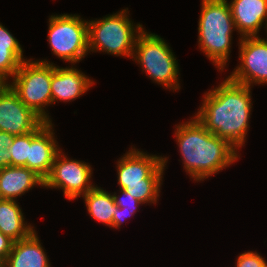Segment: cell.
Masks as SVG:
<instances>
[{
	"label": "cell",
	"instance_id": "obj_25",
	"mask_svg": "<svg viewBox=\"0 0 267 267\" xmlns=\"http://www.w3.org/2000/svg\"><path fill=\"white\" fill-rule=\"evenodd\" d=\"M14 241L0 231V260L4 263L12 250Z\"/></svg>",
	"mask_w": 267,
	"mask_h": 267
},
{
	"label": "cell",
	"instance_id": "obj_17",
	"mask_svg": "<svg viewBox=\"0 0 267 267\" xmlns=\"http://www.w3.org/2000/svg\"><path fill=\"white\" fill-rule=\"evenodd\" d=\"M15 200L0 199V231L14 242L30 236L35 229L25 222L22 208Z\"/></svg>",
	"mask_w": 267,
	"mask_h": 267
},
{
	"label": "cell",
	"instance_id": "obj_21",
	"mask_svg": "<svg viewBox=\"0 0 267 267\" xmlns=\"http://www.w3.org/2000/svg\"><path fill=\"white\" fill-rule=\"evenodd\" d=\"M7 151L11 156V166L27 167V158H29V133L14 136L13 142Z\"/></svg>",
	"mask_w": 267,
	"mask_h": 267
},
{
	"label": "cell",
	"instance_id": "obj_2",
	"mask_svg": "<svg viewBox=\"0 0 267 267\" xmlns=\"http://www.w3.org/2000/svg\"><path fill=\"white\" fill-rule=\"evenodd\" d=\"M192 118L177 124L174 135L184 170L199 182L229 167L240 155L227 140L208 131L195 116Z\"/></svg>",
	"mask_w": 267,
	"mask_h": 267
},
{
	"label": "cell",
	"instance_id": "obj_3",
	"mask_svg": "<svg viewBox=\"0 0 267 267\" xmlns=\"http://www.w3.org/2000/svg\"><path fill=\"white\" fill-rule=\"evenodd\" d=\"M167 161L168 157L148 154L131 147L117 161L119 189L143 204H156Z\"/></svg>",
	"mask_w": 267,
	"mask_h": 267
},
{
	"label": "cell",
	"instance_id": "obj_5",
	"mask_svg": "<svg viewBox=\"0 0 267 267\" xmlns=\"http://www.w3.org/2000/svg\"><path fill=\"white\" fill-rule=\"evenodd\" d=\"M128 14V8H125L100 19L88 20L89 53L102 51L132 58L135 41L144 28L142 24L132 22Z\"/></svg>",
	"mask_w": 267,
	"mask_h": 267
},
{
	"label": "cell",
	"instance_id": "obj_20",
	"mask_svg": "<svg viewBox=\"0 0 267 267\" xmlns=\"http://www.w3.org/2000/svg\"><path fill=\"white\" fill-rule=\"evenodd\" d=\"M121 195H117L114 192L112 195L114 197L115 204L118 206L113 215V228L119 229L120 226L125 222L128 216H133L137 212V208L143 205L137 199L133 198L129 193L125 192L123 189H119Z\"/></svg>",
	"mask_w": 267,
	"mask_h": 267
},
{
	"label": "cell",
	"instance_id": "obj_13",
	"mask_svg": "<svg viewBox=\"0 0 267 267\" xmlns=\"http://www.w3.org/2000/svg\"><path fill=\"white\" fill-rule=\"evenodd\" d=\"M51 62V94L52 104L57 101H74L81 97L94 84L81 70L75 66L59 67Z\"/></svg>",
	"mask_w": 267,
	"mask_h": 267
},
{
	"label": "cell",
	"instance_id": "obj_22",
	"mask_svg": "<svg viewBox=\"0 0 267 267\" xmlns=\"http://www.w3.org/2000/svg\"><path fill=\"white\" fill-rule=\"evenodd\" d=\"M236 267H267V261L258 252L245 251L236 258Z\"/></svg>",
	"mask_w": 267,
	"mask_h": 267
},
{
	"label": "cell",
	"instance_id": "obj_23",
	"mask_svg": "<svg viewBox=\"0 0 267 267\" xmlns=\"http://www.w3.org/2000/svg\"><path fill=\"white\" fill-rule=\"evenodd\" d=\"M14 136L0 131V169L11 166V156L7 149L11 146Z\"/></svg>",
	"mask_w": 267,
	"mask_h": 267
},
{
	"label": "cell",
	"instance_id": "obj_8",
	"mask_svg": "<svg viewBox=\"0 0 267 267\" xmlns=\"http://www.w3.org/2000/svg\"><path fill=\"white\" fill-rule=\"evenodd\" d=\"M48 42L51 52L71 64L80 62L89 53L88 23L76 14L51 15Z\"/></svg>",
	"mask_w": 267,
	"mask_h": 267
},
{
	"label": "cell",
	"instance_id": "obj_11",
	"mask_svg": "<svg viewBox=\"0 0 267 267\" xmlns=\"http://www.w3.org/2000/svg\"><path fill=\"white\" fill-rule=\"evenodd\" d=\"M44 120L28 108L8 84L0 86V131L21 136L37 129Z\"/></svg>",
	"mask_w": 267,
	"mask_h": 267
},
{
	"label": "cell",
	"instance_id": "obj_10",
	"mask_svg": "<svg viewBox=\"0 0 267 267\" xmlns=\"http://www.w3.org/2000/svg\"><path fill=\"white\" fill-rule=\"evenodd\" d=\"M238 44L240 63L227 77L249 87L267 84V39L242 37Z\"/></svg>",
	"mask_w": 267,
	"mask_h": 267
},
{
	"label": "cell",
	"instance_id": "obj_9",
	"mask_svg": "<svg viewBox=\"0 0 267 267\" xmlns=\"http://www.w3.org/2000/svg\"><path fill=\"white\" fill-rule=\"evenodd\" d=\"M65 155L62 150L58 152L43 187L62 189L65 198L71 201L82 197L96 185L91 183L93 169L90 164Z\"/></svg>",
	"mask_w": 267,
	"mask_h": 267
},
{
	"label": "cell",
	"instance_id": "obj_18",
	"mask_svg": "<svg viewBox=\"0 0 267 267\" xmlns=\"http://www.w3.org/2000/svg\"><path fill=\"white\" fill-rule=\"evenodd\" d=\"M82 197L88 214L96 221L113 228V215L118 206L112 193L95 186Z\"/></svg>",
	"mask_w": 267,
	"mask_h": 267
},
{
	"label": "cell",
	"instance_id": "obj_4",
	"mask_svg": "<svg viewBox=\"0 0 267 267\" xmlns=\"http://www.w3.org/2000/svg\"><path fill=\"white\" fill-rule=\"evenodd\" d=\"M198 46L221 72L229 62L235 24L227 0H201Z\"/></svg>",
	"mask_w": 267,
	"mask_h": 267
},
{
	"label": "cell",
	"instance_id": "obj_1",
	"mask_svg": "<svg viewBox=\"0 0 267 267\" xmlns=\"http://www.w3.org/2000/svg\"><path fill=\"white\" fill-rule=\"evenodd\" d=\"M251 90L227 77L203 95L202 105L194 116L208 131L239 150L250 127Z\"/></svg>",
	"mask_w": 267,
	"mask_h": 267
},
{
	"label": "cell",
	"instance_id": "obj_6",
	"mask_svg": "<svg viewBox=\"0 0 267 267\" xmlns=\"http://www.w3.org/2000/svg\"><path fill=\"white\" fill-rule=\"evenodd\" d=\"M132 59L153 82L171 91L180 89L178 60L159 35L144 29L137 36Z\"/></svg>",
	"mask_w": 267,
	"mask_h": 267
},
{
	"label": "cell",
	"instance_id": "obj_15",
	"mask_svg": "<svg viewBox=\"0 0 267 267\" xmlns=\"http://www.w3.org/2000/svg\"><path fill=\"white\" fill-rule=\"evenodd\" d=\"M35 185L43 187L44 180L24 166H8L0 169V198L15 200Z\"/></svg>",
	"mask_w": 267,
	"mask_h": 267
},
{
	"label": "cell",
	"instance_id": "obj_26",
	"mask_svg": "<svg viewBox=\"0 0 267 267\" xmlns=\"http://www.w3.org/2000/svg\"><path fill=\"white\" fill-rule=\"evenodd\" d=\"M0 267H4V263L0 260Z\"/></svg>",
	"mask_w": 267,
	"mask_h": 267
},
{
	"label": "cell",
	"instance_id": "obj_14",
	"mask_svg": "<svg viewBox=\"0 0 267 267\" xmlns=\"http://www.w3.org/2000/svg\"><path fill=\"white\" fill-rule=\"evenodd\" d=\"M228 4L240 38L260 36L263 25L267 33V0H231Z\"/></svg>",
	"mask_w": 267,
	"mask_h": 267
},
{
	"label": "cell",
	"instance_id": "obj_19",
	"mask_svg": "<svg viewBox=\"0 0 267 267\" xmlns=\"http://www.w3.org/2000/svg\"><path fill=\"white\" fill-rule=\"evenodd\" d=\"M23 48H0V82L7 84L16 74L23 61Z\"/></svg>",
	"mask_w": 267,
	"mask_h": 267
},
{
	"label": "cell",
	"instance_id": "obj_12",
	"mask_svg": "<svg viewBox=\"0 0 267 267\" xmlns=\"http://www.w3.org/2000/svg\"><path fill=\"white\" fill-rule=\"evenodd\" d=\"M53 129L52 122L44 121L29 133L27 168L33 170L43 180L50 174L54 159L61 150Z\"/></svg>",
	"mask_w": 267,
	"mask_h": 267
},
{
	"label": "cell",
	"instance_id": "obj_16",
	"mask_svg": "<svg viewBox=\"0 0 267 267\" xmlns=\"http://www.w3.org/2000/svg\"><path fill=\"white\" fill-rule=\"evenodd\" d=\"M36 230L27 238L13 243L4 267H51Z\"/></svg>",
	"mask_w": 267,
	"mask_h": 267
},
{
	"label": "cell",
	"instance_id": "obj_24",
	"mask_svg": "<svg viewBox=\"0 0 267 267\" xmlns=\"http://www.w3.org/2000/svg\"><path fill=\"white\" fill-rule=\"evenodd\" d=\"M0 48H22L19 41L0 23Z\"/></svg>",
	"mask_w": 267,
	"mask_h": 267
},
{
	"label": "cell",
	"instance_id": "obj_7",
	"mask_svg": "<svg viewBox=\"0 0 267 267\" xmlns=\"http://www.w3.org/2000/svg\"><path fill=\"white\" fill-rule=\"evenodd\" d=\"M12 80L7 84L19 99L45 122H52L46 111V106L52 104L50 61H33L32 58L25 60Z\"/></svg>",
	"mask_w": 267,
	"mask_h": 267
}]
</instances>
